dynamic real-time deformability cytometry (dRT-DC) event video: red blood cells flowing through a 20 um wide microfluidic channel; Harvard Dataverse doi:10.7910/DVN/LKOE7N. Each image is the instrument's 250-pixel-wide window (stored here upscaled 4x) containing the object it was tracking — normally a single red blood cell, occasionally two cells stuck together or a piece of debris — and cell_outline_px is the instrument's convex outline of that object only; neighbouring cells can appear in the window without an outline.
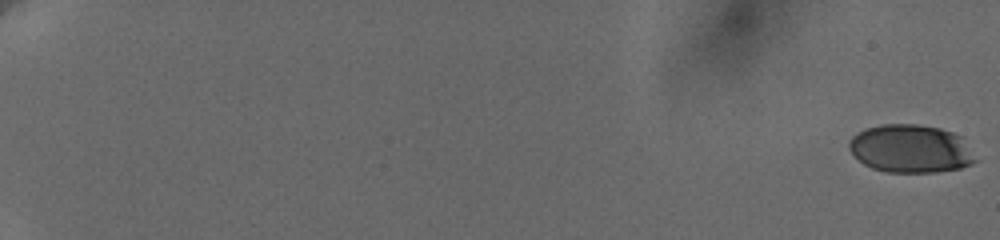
{"species": "human", "species_latin": "Homo sapiens", "temperature_condition": "cold", "stored_images_in_passage": 61, "camera_frame_rate_fps": 3000, "um_per_image_px": 0.085, "donor": {"sex": "female"}, "frame": {"image": 1, "passage_image": 1, "time_ms": 0.0, "image_size_px": [1000, 240], "cell_outline_px": [[976, 160], [972, 164], [960, 168], [936, 172], [888, 172], [872, 168], [864, 164], [848, 148], [848, 140], [852, 136], [864, 128], [884, 124], [916, 124], [940, 128], [952, 132], [960, 136]], "centroid_in_image_um": [77.36, 12.63], "position_along_channel_um": 7.6, "area_um2": 35.2}}
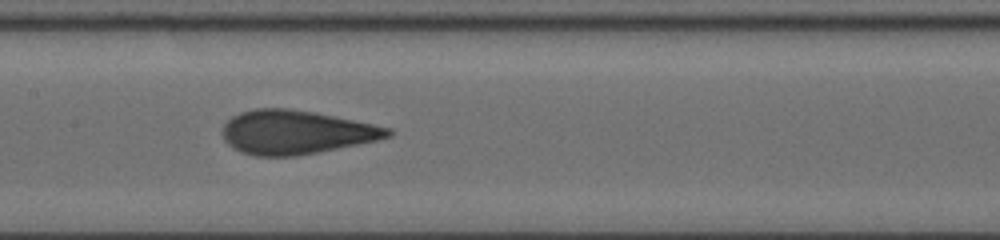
{"frame": {"image": 2, "passage_image": 35, "time_ms": 11.333, "image_size_px": [1000, 240], "cell_outline_px": [[392, 136], [376, 140], [296, 156], [256, 156], [240, 152], [232, 148], [224, 140], [224, 124], [232, 116], [240, 112], [256, 108], [288, 108], [316, 112], [392, 128]], "centroid_in_image_um": [25.13, 11.23], "position_along_channel_um": 182.3, "area_um2": 42.02}}
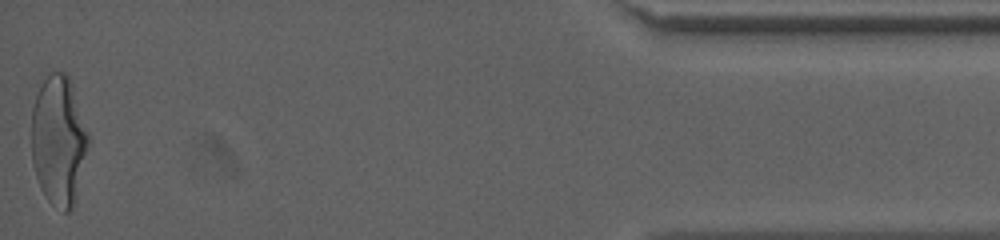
{"frame": {"image": 3, "passage_image": 61, "time_ms": 20.0, "image_size_px": [1000, 240], "cell_outline_px": [[88, 144], [72, 208], [68, 212], [64, 212], [52, 204], [44, 196], [40, 188], [32, 164], [32, 108], [36, 96], [44, 80], [52, 72], [68, 72], [72, 80], [88, 132]], "centroid_in_image_um": [4.97, 11.9], "position_along_channel_um": 430.2, "area_um2": 42.66}, "authors_computed_cell_mechanics": {"area_um2": 40.6912, "velocity_mm_per_s": 3.637, "shape_relaxation_time_tau1_ms": 5.3314, "shape_relaxation_time_tau2_ms": 0.8389, "deformation_change_tau1": 0.1839, "deformation_change_tau2": 0.0504}}